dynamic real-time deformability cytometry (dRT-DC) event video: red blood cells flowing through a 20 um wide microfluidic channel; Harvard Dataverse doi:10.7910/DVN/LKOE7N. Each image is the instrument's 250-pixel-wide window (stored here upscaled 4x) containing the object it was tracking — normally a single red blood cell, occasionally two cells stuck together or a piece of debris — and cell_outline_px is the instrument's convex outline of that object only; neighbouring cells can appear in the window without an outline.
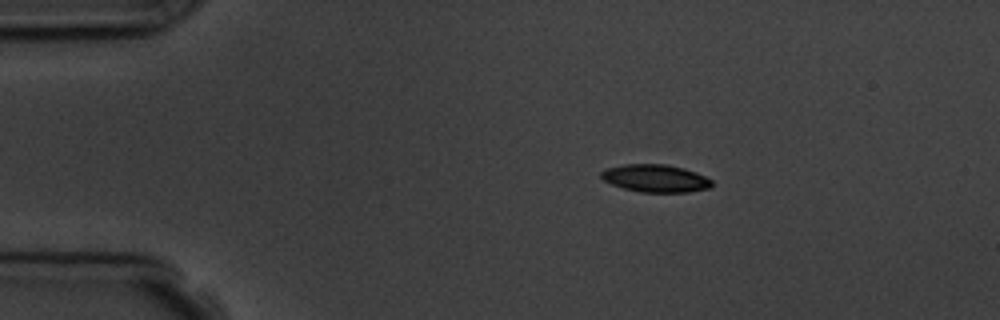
{"species": "common noctule bat (a hibernating species)", "species_latin": "Nyctalus noctula", "temperature_condition": "room temperature", "stored_images_in_passage": 6, "camera_frame_rate_fps": 3000, "um_per_image_px": 0.085, "animal": {"sex": "male", "body_mass_g": 19.5, "forearm_length_mm": 54.6}, "frame": {"image": 1, "passage_image": 3, "time_ms": 2.333, "image_size_px": [1000, 320], "cell_outline_px": [[712, 188], [688, 192], [640, 192], [624, 188], [612, 184], [604, 180], [600, 176], [600, 172], [604, 168], [624, 164], [664, 164], [684, 168], [696, 172], [712, 180]], "centroid_in_image_um": [55.71, 15.15], "position_along_channel_um": 29.3, "area_um2": 17.92}}
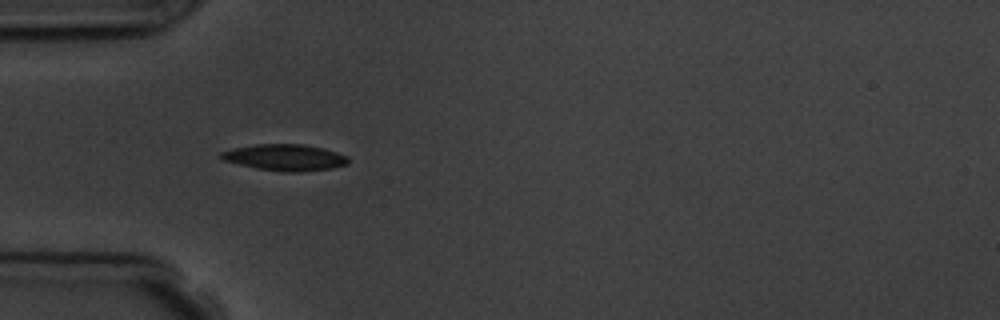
{"frame": {"image": 2, "passage_image": 5, "time_ms": 4.667, "image_size_px": [1000, 320], "cell_outline_px": [[348, 164], [332, 168], [300, 172], [284, 172], [256, 168], [224, 160], [220, 156], [220, 152], [236, 148], [256, 144], [304, 144], [336, 152], [348, 156]], "centroid_in_image_um": [24.25, 13.39], "position_along_channel_um": 60.8, "area_um2": 19.31}}